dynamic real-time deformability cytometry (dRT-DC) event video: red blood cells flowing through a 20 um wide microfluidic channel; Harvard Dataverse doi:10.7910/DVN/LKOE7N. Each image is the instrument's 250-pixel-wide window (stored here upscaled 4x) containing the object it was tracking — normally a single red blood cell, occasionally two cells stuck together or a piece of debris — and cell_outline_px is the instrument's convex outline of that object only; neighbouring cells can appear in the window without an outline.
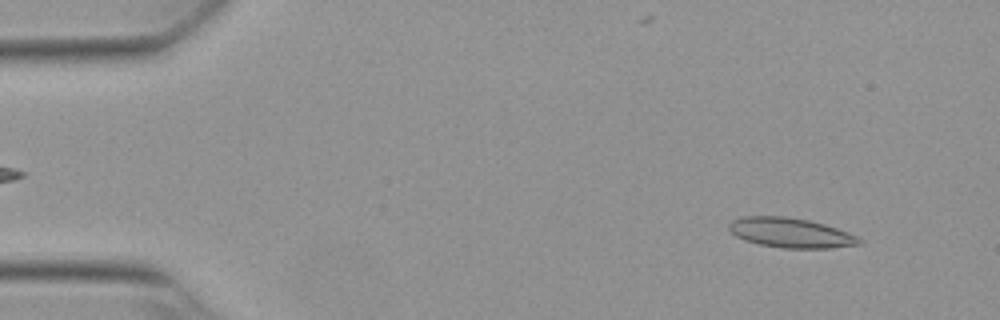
{"species": "Egyptian fruit bat (a non-hibernating species)", "species_latin": "Rousettus aegyptiacus", "temperature_condition": "warm", "stored_images_in_passage": 53, "segment_of_instrument_passage": [1, 2], "camera_frame_rate_fps": 3000, "um_per_image_px": 0.085, "animal": {"sex": "female"}, "frame": {"image": 1, "passage_image": 4, "time_ms": 1.0, "image_size_px": [1000, 320], "cell_outline_px": [[864, 244], [832, 248], [784, 248], [760, 244], [744, 240], [736, 236], [728, 228], [728, 224], [732, 220], [744, 216], [784, 216], [808, 220], [824, 224], [848, 232], [864, 240]], "centroid_in_image_um": [67.23, 19.79], "position_along_channel_um": 17.8, "area_um2": 22.66}}
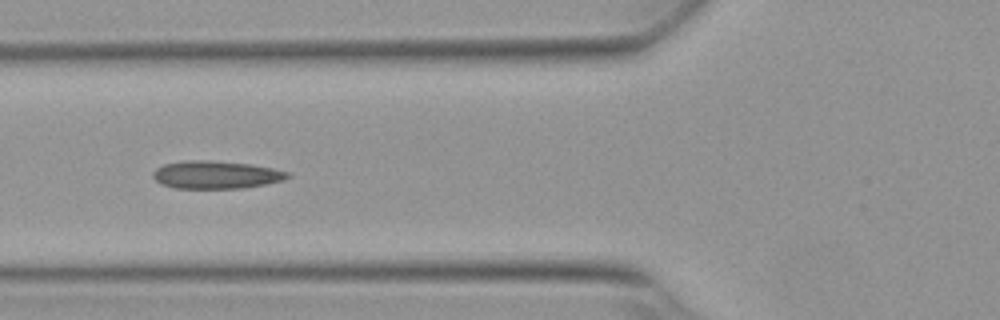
{"frame": {"image": 2, "passage_image": 19, "time_ms": 6.0, "image_size_px": [1000, 320], "cell_outline_px": [[292, 176], [284, 180], [244, 188], [176, 188], [160, 184], [152, 176], [152, 172], [156, 168], [164, 164], [180, 160], [212, 160], [252, 164], [272, 168], [288, 172]], "centroid_in_image_um": [18.34, 14.84], "position_along_channel_um": 107.5, "area_um2": 22.02}}
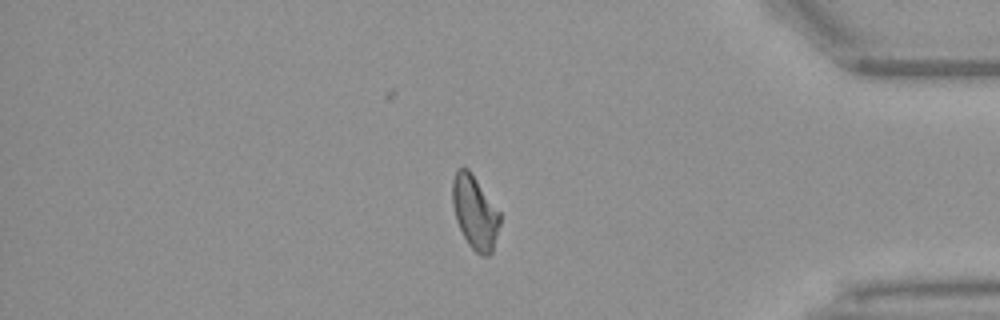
{"frame": {"image": 3, "passage_image": 44, "time_ms": 14.333, "image_size_px": [1000, 320], "cell_outline_px": [[500, 224], [492, 252], [488, 256], [480, 256], [468, 244], [456, 220], [452, 204], [452, 180], [456, 168], [468, 168], [500, 212]], "centroid_in_image_um": [40.35, 18.05], "position_along_channel_um": 394.8, "area_um2": 20.29}}